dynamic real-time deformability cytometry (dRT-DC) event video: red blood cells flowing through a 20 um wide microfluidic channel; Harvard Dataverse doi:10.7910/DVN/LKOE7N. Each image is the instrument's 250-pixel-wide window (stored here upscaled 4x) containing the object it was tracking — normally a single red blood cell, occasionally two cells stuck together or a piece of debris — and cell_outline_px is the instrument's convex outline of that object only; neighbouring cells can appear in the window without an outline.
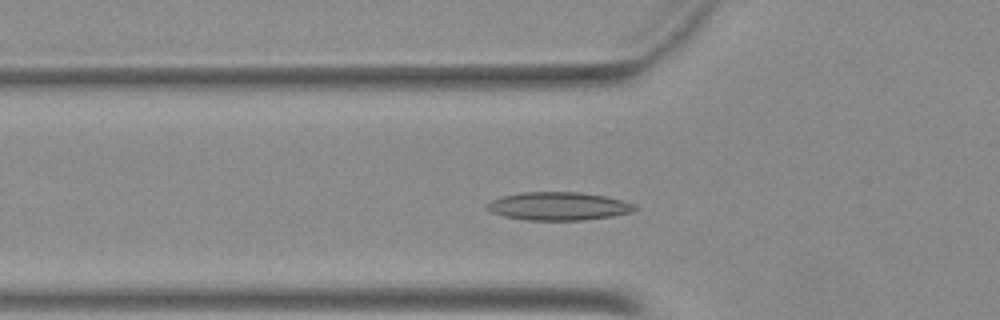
{"species": "Egyptian fruit bat (a non-hibernating species)", "species_latin": "Rousettus aegyptiacus", "temperature_condition": "warm", "stored_images_in_passage": 45, "camera_frame_rate_fps": 3000, "um_per_image_px": 0.085, "animal": {"sex": "female"}, "frame": {"image": 1, "passage_image": 12, "time_ms": 3.667, "image_size_px": [1000, 320], "cell_outline_px": [[636, 208], [632, 212], [612, 216], [580, 220], [528, 220], [504, 216], [492, 212], [488, 208], [488, 204], [492, 200], [504, 196], [524, 192], [580, 192], [604, 196], [636, 204]], "centroid_in_image_um": [47.5, 17.52], "position_along_channel_um": 78.3, "area_um2": 23.87}}
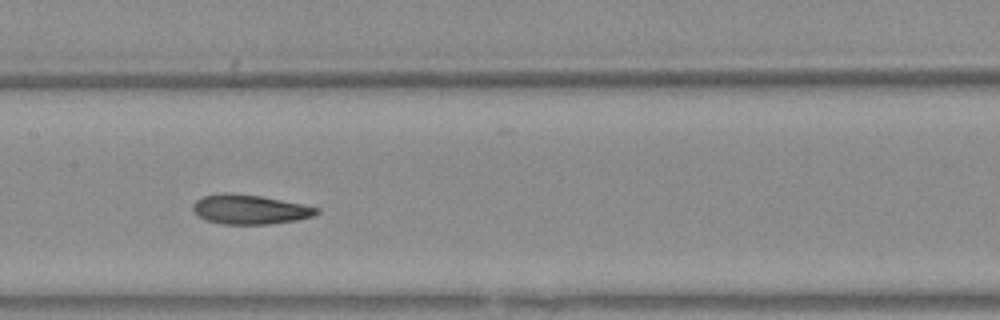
{"frame": {"image": 2, "passage_image": 20, "time_ms": 6.333, "image_size_px": [1000, 320], "cell_outline_px": [[320, 212], [312, 216], [296, 220], [268, 224], [220, 224], [208, 220], [200, 216], [192, 208], [192, 204], [196, 200], [204, 196], [260, 196], [320, 208]], "centroid_in_image_um": [21.29, 17.85], "position_along_channel_um": 186.1, "area_um2": 20.11}}
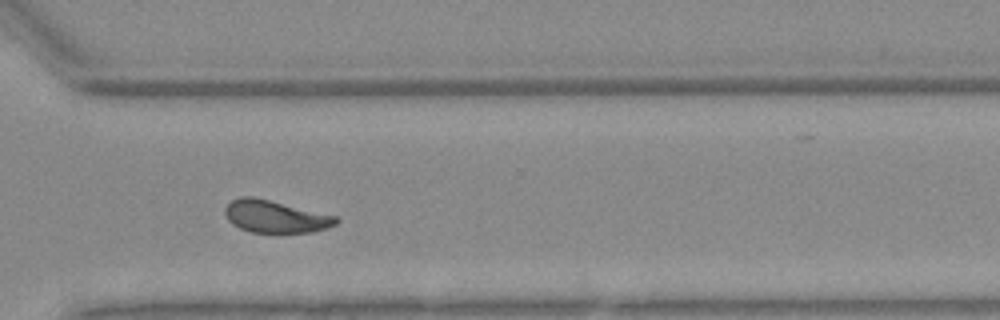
{"frame": {"image": 3, "passage_image": 32, "time_ms": 10.333, "image_size_px": [1000, 320], "cell_outline_px": [[340, 220], [336, 224], [312, 232], [252, 232], [240, 228], [232, 224], [228, 220], [224, 212], [224, 208], [232, 200], [240, 196], [252, 196], [336, 216]], "centroid_in_image_um": [23.36, 18.4], "position_along_channel_um": 347.2, "area_um2": 20.63}}